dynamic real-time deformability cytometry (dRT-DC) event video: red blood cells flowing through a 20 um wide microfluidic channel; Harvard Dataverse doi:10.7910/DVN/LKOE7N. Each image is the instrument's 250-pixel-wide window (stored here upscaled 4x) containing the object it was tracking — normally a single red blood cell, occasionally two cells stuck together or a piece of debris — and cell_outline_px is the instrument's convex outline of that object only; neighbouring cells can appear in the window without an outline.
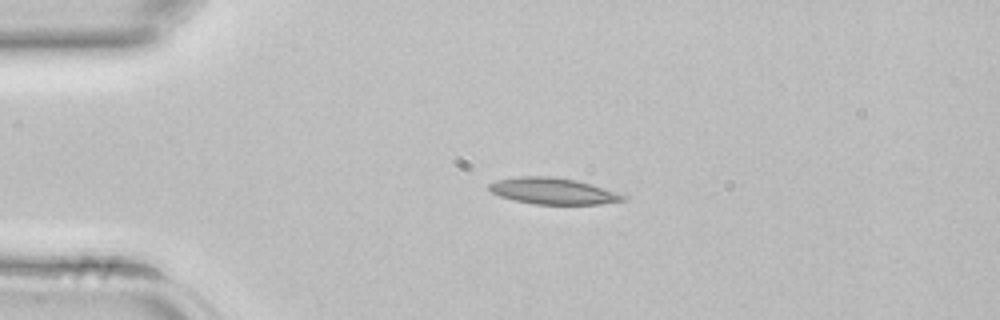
{"species": "common noctule bat (a hibernating species)", "species_latin": "Nyctalus noctula", "temperature_condition": "room temperature", "stored_images_in_passage": 34, "camera_frame_rate_fps": 3000, "um_per_image_px": 0.085, "animal": {"sex": "female", "body_mass_g": 22.7, "forearm_length_mm": 54.2}, "frame": {"image": 1, "passage_image": 1, "time_ms": 0.0, "image_size_px": [1000, 320], "cell_outline_px": [[628, 200], [600, 204], [536, 204], [516, 200], [500, 196], [492, 192], [488, 188], [488, 184], [496, 180], [520, 176], [548, 176], [576, 180], [592, 184], [616, 192], [624, 196]], "centroid_in_image_um": [47.0, 16.23], "position_along_channel_um": 38.0, "area_um2": 20.4}}